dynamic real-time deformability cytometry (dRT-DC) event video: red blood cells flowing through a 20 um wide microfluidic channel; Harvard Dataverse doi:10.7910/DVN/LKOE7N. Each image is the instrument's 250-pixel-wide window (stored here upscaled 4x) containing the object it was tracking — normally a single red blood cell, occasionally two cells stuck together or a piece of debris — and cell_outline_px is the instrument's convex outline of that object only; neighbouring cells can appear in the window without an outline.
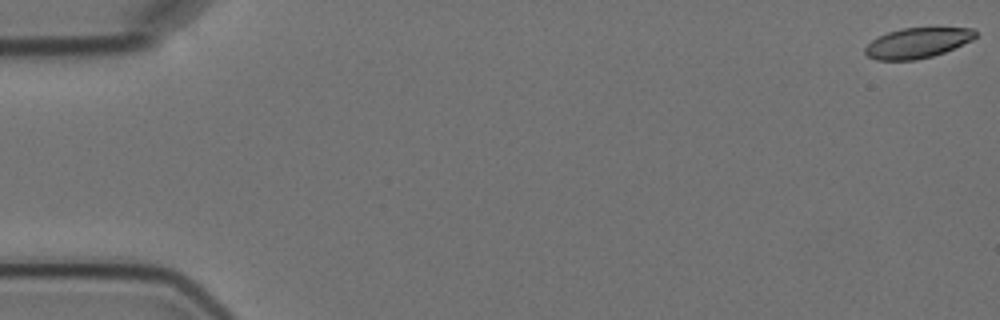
{"species": "Egyptian fruit bat (a non-hibernating species)", "species_latin": "Rousettus aegyptiacus", "temperature_condition": "cold", "stored_images_in_passage": 5, "camera_frame_rate_fps": 3000, "um_per_image_px": 0.085, "animal": {"sex": "female"}, "frame": {"image": 1, "passage_image": 1, "time_ms": 0.0, "image_size_px": [1000, 320], "cell_outline_px": [[976, 36], [972, 40], [944, 52], [932, 56], [916, 60], [876, 60], [868, 56], [864, 52], [864, 48], [872, 40], [888, 32], [900, 28], [972, 28], [976, 32]], "centroid_in_image_um": [77.96, 3.65], "position_along_channel_um": 7.0, "area_um2": 19.31}}
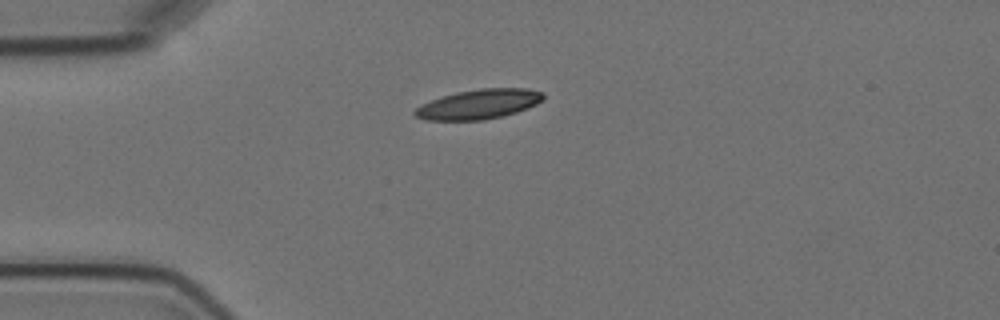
{"frame": {"image": 2, "passage_image": 5, "time_ms": 4.667, "image_size_px": [1000, 320], "cell_outline_px": [[544, 100], [528, 108], [516, 112], [484, 120], [424, 120], [416, 116], [412, 112], [416, 108], [432, 100], [456, 92], [480, 88], [528, 88], [544, 92]], "centroid_in_image_um": [40.74, 8.85], "position_along_channel_um": 44.3, "area_um2": 22.14}}